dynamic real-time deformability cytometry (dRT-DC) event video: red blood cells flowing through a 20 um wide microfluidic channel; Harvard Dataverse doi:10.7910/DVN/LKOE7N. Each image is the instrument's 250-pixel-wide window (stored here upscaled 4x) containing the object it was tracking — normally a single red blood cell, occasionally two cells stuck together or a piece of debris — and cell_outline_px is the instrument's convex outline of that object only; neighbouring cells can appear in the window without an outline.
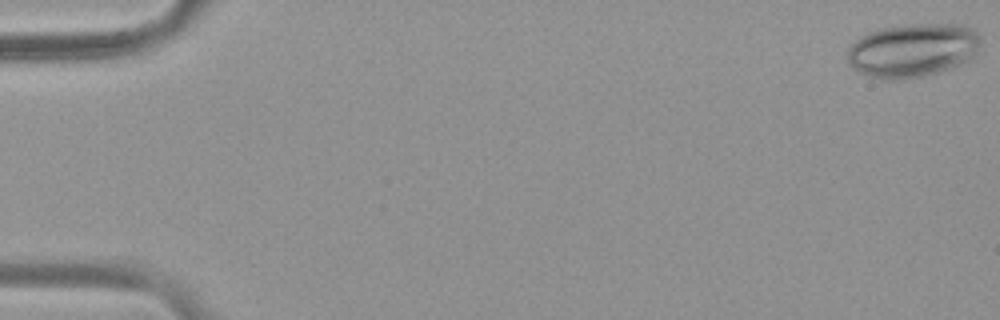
{"species": "common noctule bat (a hibernating species)", "species_latin": "Nyctalus noctula", "temperature_condition": "warm", "stored_images_in_passage": 54, "camera_frame_rate_fps": 3000, "um_per_image_px": 0.085, "animal": {"sex": "female", "body_mass_g": 19.9}, "frame": {"image": 1, "passage_image": 1, "time_ms": 0.0, "image_size_px": [1000, 320], "cell_outline_px": [[980, 44], [976, 52], [968, 60], [960, 64], [940, 72], [924, 76], [904, 80], [880, 80], [868, 76], [852, 68], [848, 64], [848, 48], [856, 40], [868, 32], [880, 28], [908, 24], [960, 24], [972, 28], [980, 36]], "centroid_in_image_um": [77.56, 4.28], "position_along_channel_um": 7.4, "area_um2": 42.08}}
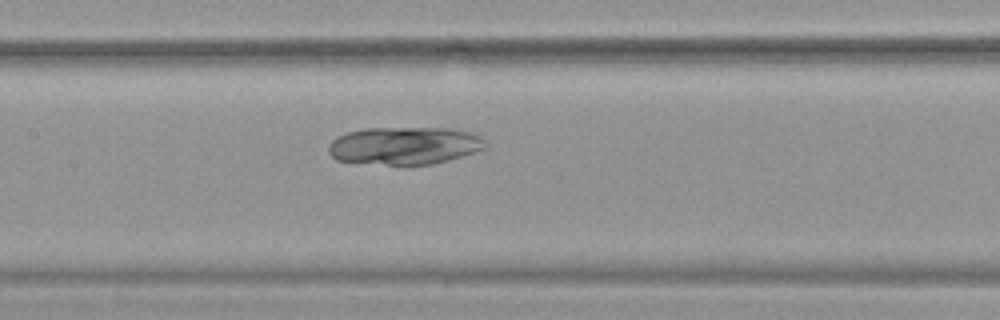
{"frame": {"image": 2, "passage_image": 27, "time_ms": 8.667, "image_size_px": [1000, 320], "cell_outline_px": [[484, 148], [448, 160], [432, 164], [404, 168], [336, 160], [328, 152], [328, 144], [336, 136], [348, 132], [364, 128], [448, 128], [468, 132], [480, 136], [484, 140]], "centroid_in_image_um": [34.29, 12.42], "position_along_channel_um": 173.1, "area_um2": 35.14}}
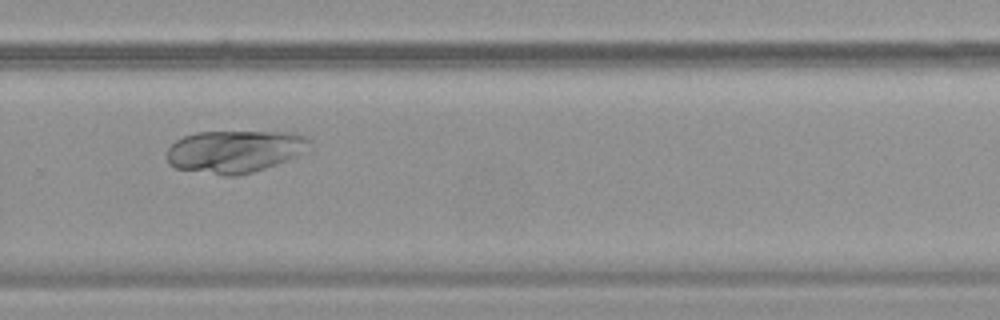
{"frame": {"image": 3, "passage_image": 38, "time_ms": 12.333, "image_size_px": [1000, 320], "cell_outline_px": [[312, 140], [296, 156], [288, 160], [252, 172], [236, 176], [224, 176], [176, 168], [168, 164], [168, 148], [176, 140], [184, 136], [196, 132], [296, 132], [308, 136]], "centroid_in_image_um": [19.93, 12.86], "position_along_channel_um": 309.9, "area_um2": 35.14}}